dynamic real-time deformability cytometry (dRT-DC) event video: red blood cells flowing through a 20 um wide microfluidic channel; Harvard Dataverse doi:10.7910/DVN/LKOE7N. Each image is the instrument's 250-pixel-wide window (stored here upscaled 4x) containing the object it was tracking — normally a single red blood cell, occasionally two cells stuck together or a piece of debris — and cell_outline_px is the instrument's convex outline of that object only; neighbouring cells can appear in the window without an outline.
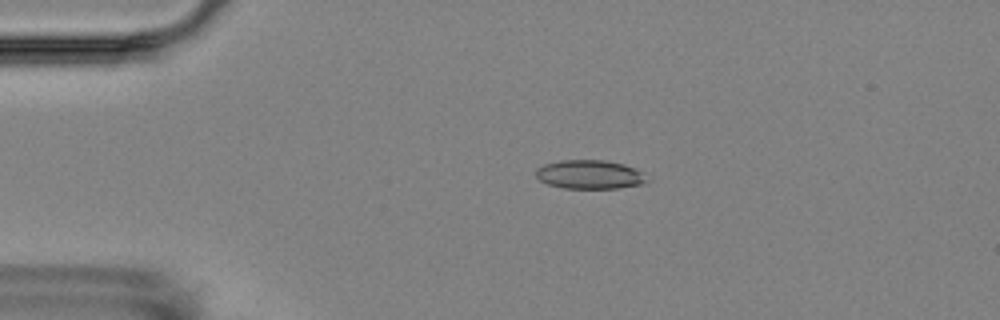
{"species": "Egyptian fruit bat (a non-hibernating species)", "species_latin": "Rousettus aegyptiacus", "temperature_condition": "room temperature", "stored_images_in_passage": 16, "camera_frame_rate_fps": 3000, "um_per_image_px": 0.085, "animal": {"sex": "female"}, "frame": {"image": 1, "passage_image": 3, "time_ms": 2.333, "image_size_px": [1000, 320], "cell_outline_px": [[648, 180], [644, 184], [620, 188], [564, 188], [548, 184], [540, 180], [536, 176], [536, 168], [544, 164], [560, 160], [604, 160], [624, 164], [644, 172]], "centroid_in_image_um": [50.15, 14.83], "position_along_channel_um": 34.9, "area_um2": 18.79}}
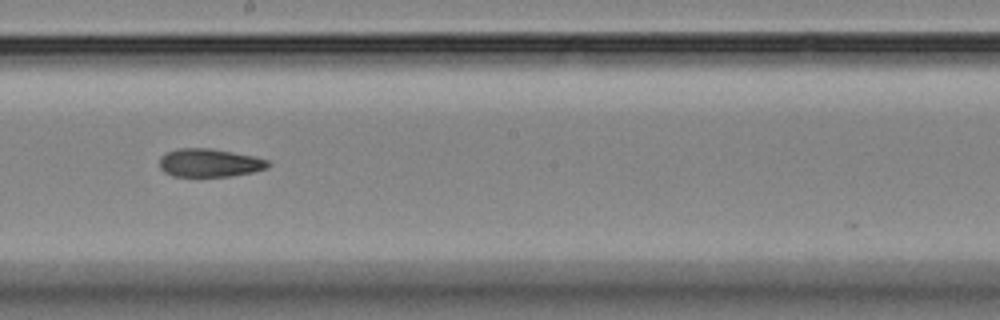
{"frame": {"image": 2, "passage_image": 9, "time_ms": 9.0, "image_size_px": [1000, 320], "cell_outline_px": [[272, 164], [268, 168], [252, 172], [228, 176], [172, 176], [164, 172], [160, 168], [160, 156], [176, 148], [212, 148], [252, 156], [268, 160]], "centroid_in_image_um": [17.8, 13.83], "position_along_channel_um": 230.4, "area_um2": 17.86}}
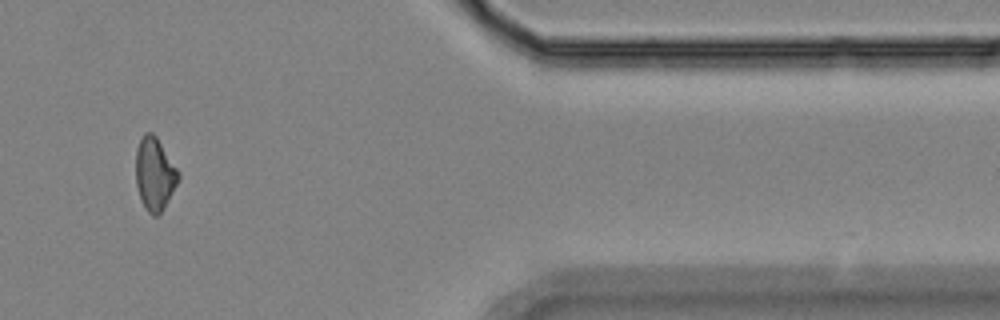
{"frame": {"image": 3, "passage_image": 14, "time_ms": 14.667, "image_size_px": [1000, 320], "cell_outline_px": [[180, 180], [164, 208], [156, 216], [152, 216], [144, 208], [136, 184], [136, 148], [144, 132], [152, 132], [156, 136], [180, 172]], "centroid_in_image_um": [13.16, 14.79], "position_along_channel_um": 398.2, "area_um2": 18.21}, "authors_computed_cell_mechanics": {"area_um2": 18.1492, "velocity_mm_per_s": 3.5092, "shape_relaxation_time_tau1_ms": null, "shape_relaxation_time_tau2_ms": 3.3628, "deformation_change_tau1": null, "deformation_change_tau2": 0.0814}}